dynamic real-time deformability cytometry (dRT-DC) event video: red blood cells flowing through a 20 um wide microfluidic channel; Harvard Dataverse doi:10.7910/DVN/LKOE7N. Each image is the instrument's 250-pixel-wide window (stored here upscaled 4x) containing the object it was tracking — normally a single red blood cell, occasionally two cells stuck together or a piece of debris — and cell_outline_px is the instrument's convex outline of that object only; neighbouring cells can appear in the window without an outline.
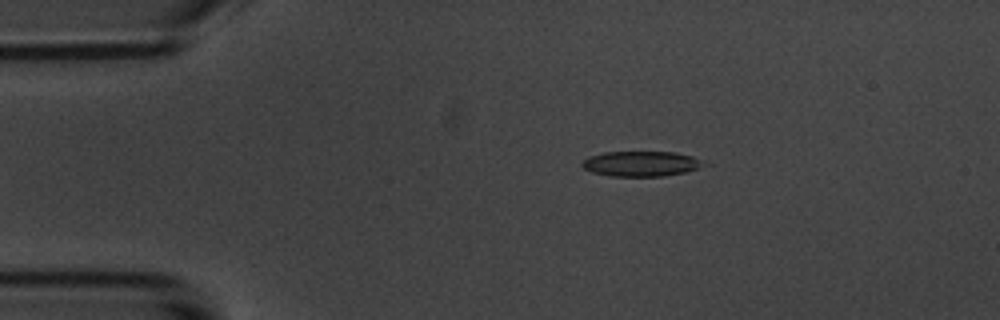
{"species": "common noctule bat (a hibernating species)", "species_latin": "Nyctalus noctula", "temperature_condition": "room temperature", "stored_images_in_passage": 5, "camera_frame_rate_fps": 3000, "um_per_image_px": 0.085, "animal": {"sex": "male", "body_mass_g": 20.1, "forearm_length_mm": 53.5}, "frame": {"image": 1, "passage_image": 3, "time_ms": 2.333, "image_size_px": [1000, 320], "cell_outline_px": [[712, 164], [684, 172], [664, 176], [612, 176], [592, 172], [584, 168], [580, 164], [588, 156], [604, 152], [676, 152], [692, 156]], "centroid_in_image_um": [54.53, 13.91], "position_along_channel_um": 30.5, "area_um2": 17.98}}
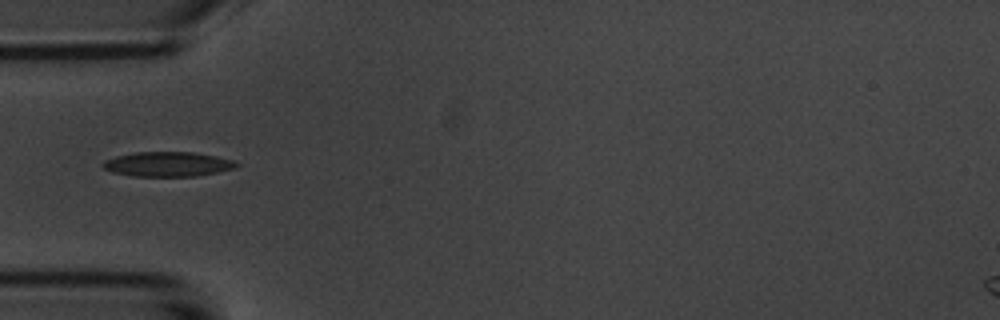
{"frame": {"image": 2, "passage_image": 5, "time_ms": 4.667, "image_size_px": [1000, 320], "cell_outline_px": [[240, 164], [232, 168], [216, 172], [196, 176], [132, 176], [112, 172], [104, 168], [100, 164], [104, 160], [116, 156], [136, 152], [196, 152], [236, 160]], "centroid_in_image_um": [14.24, 13.94], "position_along_channel_um": 70.8, "area_um2": 19.25}}